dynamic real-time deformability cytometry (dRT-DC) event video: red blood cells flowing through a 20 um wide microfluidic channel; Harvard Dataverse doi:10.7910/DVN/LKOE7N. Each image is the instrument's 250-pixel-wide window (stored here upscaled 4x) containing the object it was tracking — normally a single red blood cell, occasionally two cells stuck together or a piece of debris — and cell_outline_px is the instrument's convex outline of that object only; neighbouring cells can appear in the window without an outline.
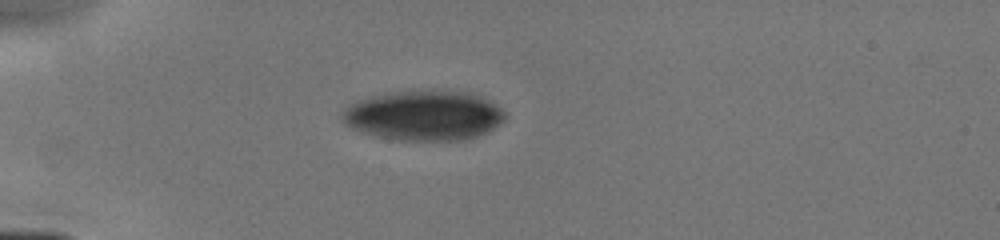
{"species": "human", "species_latin": "Homo sapiens", "temperature_condition": "cold", "stored_images_in_passage": 7, "camera_frame_rate_fps": 3000, "um_per_image_px": 0.085, "donor": {"sex": "male"}, "frame": {"image": 1, "passage_image": 4, "time_ms": 1.667, "image_size_px": [1000, 240], "cell_outline_px": [[504, 120], [500, 124], [488, 132], [464, 140], [400, 140], [376, 136], [352, 128], [344, 124], [340, 120], [340, 116], [352, 104], [360, 100], [372, 96], [392, 92], [468, 92], [480, 96], [488, 100], [500, 108], [504, 112]], "centroid_in_image_um": [36.04, 9.84], "position_along_channel_um": 49.0, "area_um2": 46.53}}